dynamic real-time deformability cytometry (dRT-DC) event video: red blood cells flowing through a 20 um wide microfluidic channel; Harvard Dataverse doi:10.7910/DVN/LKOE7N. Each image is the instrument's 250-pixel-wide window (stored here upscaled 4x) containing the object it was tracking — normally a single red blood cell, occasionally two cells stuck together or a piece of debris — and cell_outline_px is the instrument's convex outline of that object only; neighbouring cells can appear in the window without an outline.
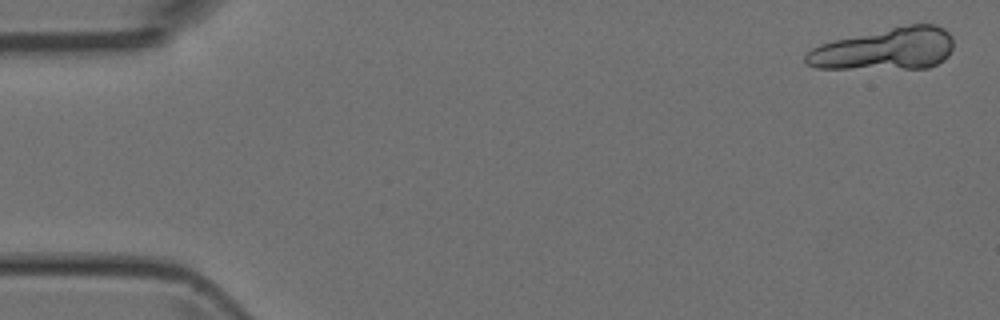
{"species": "Egyptian fruit bat (a non-hibernating species)", "species_latin": "Rousettus aegyptiacus", "temperature_condition": "room temperature", "stored_images_in_passage": 14, "camera_frame_rate_fps": 3000, "um_per_image_px": 0.085, "animal": {"sex": "female"}, "frame": {"image": 1, "passage_image": 1, "time_ms": 0.0, "image_size_px": [1000, 320], "cell_outline_px": [[952, 48], [948, 56], [944, 60], [928, 68], [816, 68], [808, 64], [804, 60], [804, 56], [812, 48], [820, 44], [836, 40], [908, 24], [936, 24], [944, 28], [952, 36]], "centroid_in_image_um": [75.27, 4.17], "position_along_channel_um": 9.7, "area_um2": 35.84}}